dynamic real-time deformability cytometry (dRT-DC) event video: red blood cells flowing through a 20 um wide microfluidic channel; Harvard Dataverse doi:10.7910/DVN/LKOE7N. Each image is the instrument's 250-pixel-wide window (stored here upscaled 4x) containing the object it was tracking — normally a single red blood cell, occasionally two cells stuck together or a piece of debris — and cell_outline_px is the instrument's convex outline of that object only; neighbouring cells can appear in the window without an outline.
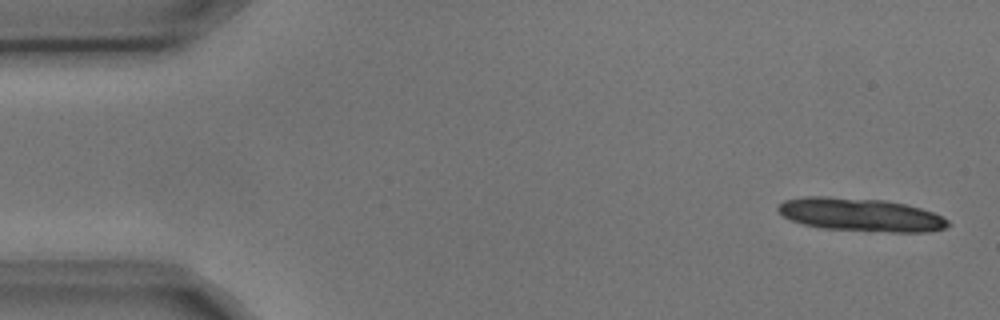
{"species": "common noctule bat (a hibernating species)", "species_latin": "Nyctalus noctula", "temperature_condition": "cold", "stored_images_in_passage": 6, "segment_of_instrument_passage": [1, 2], "camera_frame_rate_fps": 3000, "um_per_image_px": 0.085, "animal": {"sex": "male", "body_mass_g": 17.9, "forearm_length_mm": 54.2}, "frame": {"image": 1, "passage_image": 1, "time_ms": 0.0, "image_size_px": [1000, 320], "cell_outline_px": [[952, 224], [944, 228], [928, 232], [892, 232], [824, 228], [804, 224], [792, 220], [784, 216], [776, 208], [784, 200], [804, 196], [828, 196], [884, 200], [904, 204], [920, 208], [932, 212], [948, 220]], "centroid_in_image_um": [73.15, 18.24], "position_along_channel_um": 11.8, "area_um2": 32.66}}